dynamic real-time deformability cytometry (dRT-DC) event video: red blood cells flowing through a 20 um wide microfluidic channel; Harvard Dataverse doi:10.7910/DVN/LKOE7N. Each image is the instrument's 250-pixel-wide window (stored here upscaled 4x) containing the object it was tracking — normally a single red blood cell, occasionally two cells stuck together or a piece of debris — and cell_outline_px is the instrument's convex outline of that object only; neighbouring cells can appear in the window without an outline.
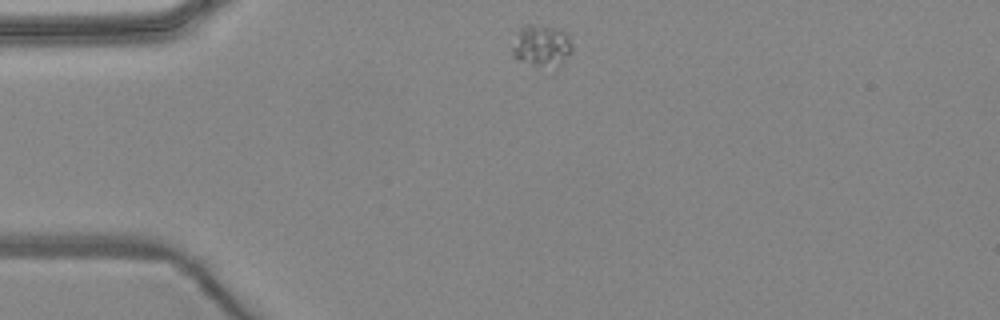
{"species": "common noctule bat (a hibernating species)", "species_latin": "Nyctalus noctula", "temperature_condition": "warm", "stored_images_in_passage": 2, "camera_frame_rate_fps": 3000, "um_per_image_px": 0.085, "animal": {"sex": "female", "body_mass_g": 24.6, "forearm_length_mm": 56.2}, "frame": {"image": 1, "passage_image": 1, "time_ms": 0.0, "image_size_px": [1000, 320], "cell_outline_px": [[572, 52], [548, 76], [544, 76], [516, 60], [512, 56], [512, 48], [520, 28], [524, 24], [532, 24], [560, 28], [568, 32], [572, 36]], "centroid_in_image_um": [46.07, 4.04], "position_along_channel_um": 38.9, "area_um2": 16.42}}